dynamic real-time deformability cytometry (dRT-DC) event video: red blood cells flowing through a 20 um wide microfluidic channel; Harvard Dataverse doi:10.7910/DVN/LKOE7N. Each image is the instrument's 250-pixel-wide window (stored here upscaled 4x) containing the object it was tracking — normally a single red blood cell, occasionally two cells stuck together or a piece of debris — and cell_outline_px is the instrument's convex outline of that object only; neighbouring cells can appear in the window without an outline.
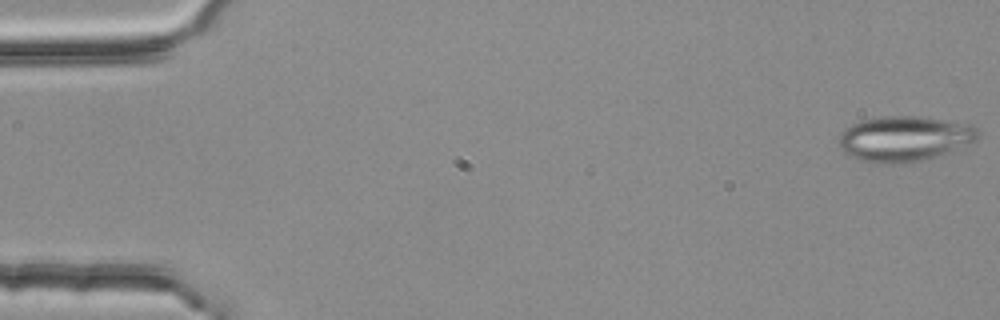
{"species": "common noctule bat (a hibernating species)", "species_latin": "Nyctalus noctula", "temperature_condition": "room temperature", "stored_images_in_passage": 4, "segment_of_instrument_passage": [2, 2], "camera_frame_rate_fps": 3000, "um_per_image_px": 0.085, "animal": {"sex": "female", "body_mass_g": 25.1}, "frame": {"image": 1, "passage_image": 4, "time_ms": 1.0, "image_size_px": [1000, 320], "cell_outline_px": [[976, 140], [924, 160], [904, 164], [876, 164], [860, 160], [844, 152], [840, 148], [840, 136], [852, 124], [864, 120], [884, 116], [916, 116], [972, 124], [976, 128]], "centroid_in_image_um": [76.84, 11.8], "position_along_channel_um": 8.2, "area_um2": 36.13}}